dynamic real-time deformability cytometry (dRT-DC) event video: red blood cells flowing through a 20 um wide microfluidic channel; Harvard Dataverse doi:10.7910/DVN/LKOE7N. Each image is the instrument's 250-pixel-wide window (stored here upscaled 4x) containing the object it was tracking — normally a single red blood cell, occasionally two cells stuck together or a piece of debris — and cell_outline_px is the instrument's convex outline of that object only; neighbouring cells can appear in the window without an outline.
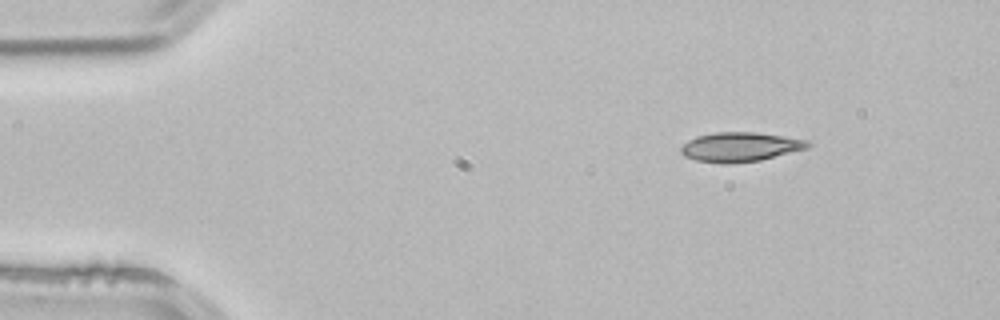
{"species": "common noctule bat (a hibernating species)", "species_latin": "Nyctalus noctula", "temperature_condition": "room temperature", "stored_images_in_passage": 2, "camera_frame_rate_fps": 3000, "um_per_image_px": 0.085, "animal": {"sex": "male", "body_mass_g": 21.5, "forearm_length_mm": 52.0}, "frame": {"image": 1, "passage_image": 1, "time_ms": 0.0, "image_size_px": [1000, 320], "cell_outline_px": [[812, 144], [808, 148], [760, 160], [728, 164], [724, 164], [696, 160], [684, 156], [680, 152], [680, 148], [688, 140], [696, 136], [716, 132], [756, 132], [784, 136], [808, 140]], "centroid_in_image_um": [62.91, 12.49], "position_along_channel_um": 22.1, "area_um2": 21.79}}